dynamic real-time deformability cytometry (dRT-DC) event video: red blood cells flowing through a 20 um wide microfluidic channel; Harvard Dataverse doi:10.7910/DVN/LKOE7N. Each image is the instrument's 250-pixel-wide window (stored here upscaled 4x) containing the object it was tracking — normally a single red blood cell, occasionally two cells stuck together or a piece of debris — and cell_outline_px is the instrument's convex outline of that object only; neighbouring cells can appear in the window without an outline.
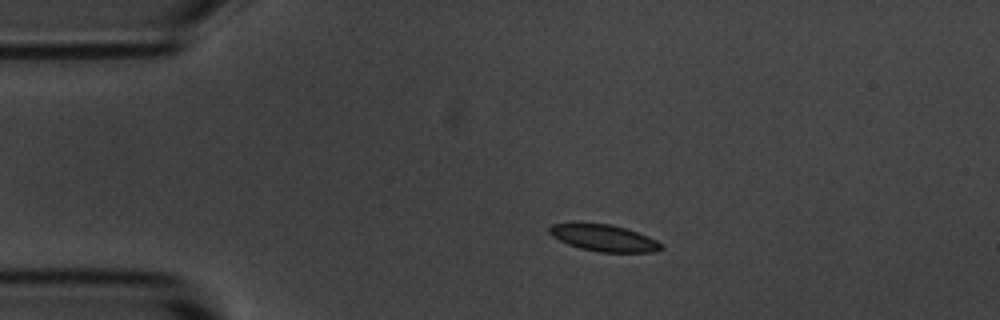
{"species": "common noctule bat (a hibernating species)", "species_latin": "Nyctalus noctula", "temperature_condition": "room temperature", "stored_images_in_passage": 3, "camera_frame_rate_fps": 3000, "um_per_image_px": 0.085, "animal": {"sex": "male", "body_mass_g": 20.1, "forearm_length_mm": 53.5}, "frame": {"image": 1, "passage_image": 1, "time_ms": 0.0, "image_size_px": [1000, 320], "cell_outline_px": [[664, 248], [656, 252], [600, 252], [580, 248], [568, 244], [552, 236], [548, 232], [548, 228], [552, 224], [612, 224], [648, 236], [664, 244]], "centroid_in_image_um": [51.38, 20.24], "position_along_channel_um": 33.6, "area_um2": 17.17}}
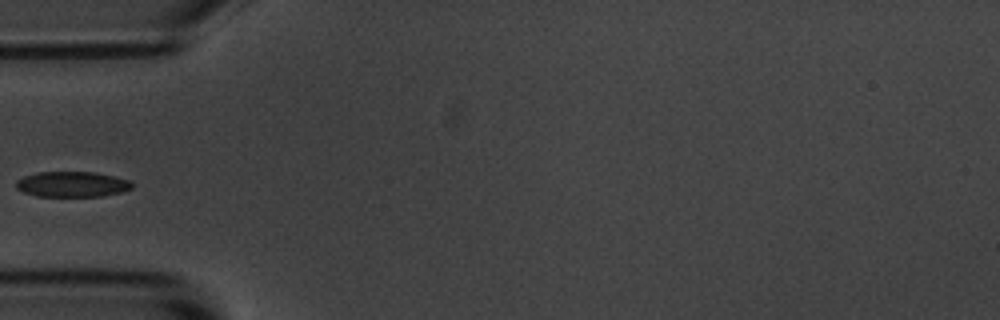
{"frame": {"image": 2, "passage_image": 3, "time_ms": 0.667, "image_size_px": [1000, 320], "cell_outline_px": [[132, 188], [120, 192], [100, 196], [36, 196], [24, 192], [16, 188], [16, 180], [24, 176], [36, 172], [96, 172], [128, 180], [132, 184]], "centroid_in_image_um": [6.08, 15.65], "position_along_channel_um": 78.9, "area_um2": 17.05}}